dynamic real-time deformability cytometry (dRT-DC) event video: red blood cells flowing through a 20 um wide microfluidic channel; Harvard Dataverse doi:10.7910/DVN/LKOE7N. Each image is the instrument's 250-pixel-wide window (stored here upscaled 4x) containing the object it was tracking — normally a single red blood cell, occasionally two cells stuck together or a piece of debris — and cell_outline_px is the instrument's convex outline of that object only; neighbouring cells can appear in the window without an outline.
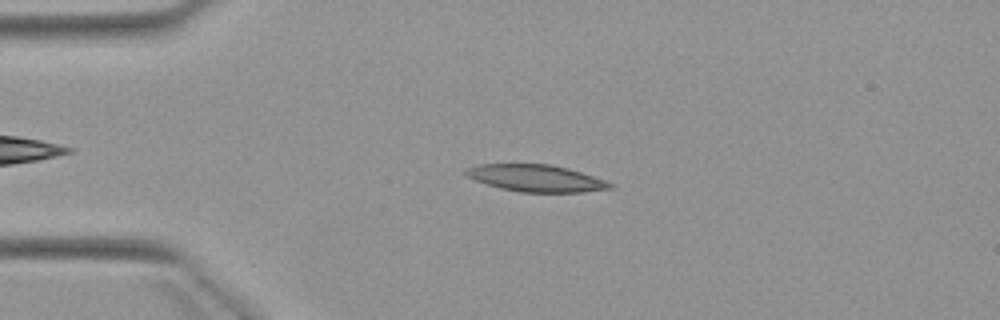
{"species": "Egyptian fruit bat (a non-hibernating species)", "species_latin": "Rousettus aegyptiacus", "temperature_condition": "warm", "stored_images_in_passage": 4, "camera_frame_rate_fps": 3000, "um_per_image_px": 0.085, "animal": {"sex": "female"}, "frame": {"image": 1, "passage_image": 3, "time_ms": 3.667, "image_size_px": [1000, 320], "cell_outline_px": [[616, 188], [584, 192], [520, 192], [500, 188], [476, 180], [468, 176], [464, 172], [464, 168], [480, 164], [552, 164], [568, 168], [616, 184]], "centroid_in_image_um": [45.6, 15.15], "position_along_channel_um": 39.4, "area_um2": 22.66}}